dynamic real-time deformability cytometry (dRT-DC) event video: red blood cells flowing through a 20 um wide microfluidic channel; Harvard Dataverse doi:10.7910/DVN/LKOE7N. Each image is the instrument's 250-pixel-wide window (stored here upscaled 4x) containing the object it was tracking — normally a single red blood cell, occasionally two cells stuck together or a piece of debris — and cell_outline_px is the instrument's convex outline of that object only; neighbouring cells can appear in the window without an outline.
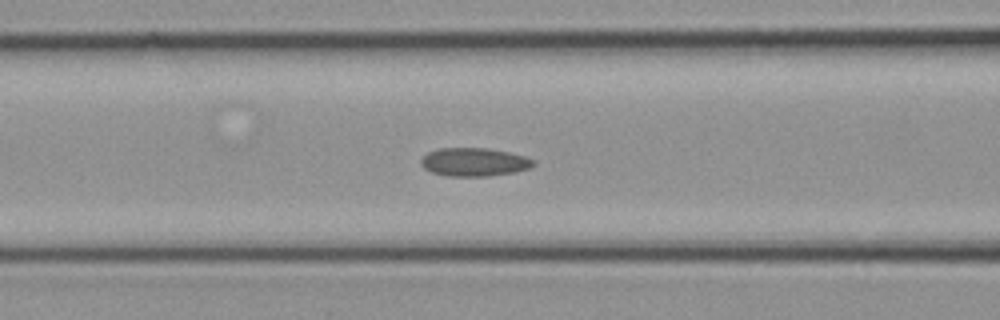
{"species": "common noctule bat (a hibernating species)", "species_latin": "Nyctalus noctula", "temperature_condition": "cold", "stored_images_in_passage": 16, "camera_frame_rate_fps": 3000, "um_per_image_px": 0.085, "animal": {"sex": "female", "body_mass_g": 21.9}, "frame": {"image": 1, "passage_image": 11, "time_ms": 3.333, "image_size_px": [1000, 320], "cell_outline_px": [[536, 164], [528, 168], [516, 172], [488, 176], [448, 176], [432, 172], [424, 168], [420, 164], [420, 160], [428, 152], [440, 148], [488, 148], [508, 152], [524, 156], [536, 160]], "centroid_in_image_um": [40.31, 13.77], "position_along_channel_um": 126.3, "area_um2": 18.61}}
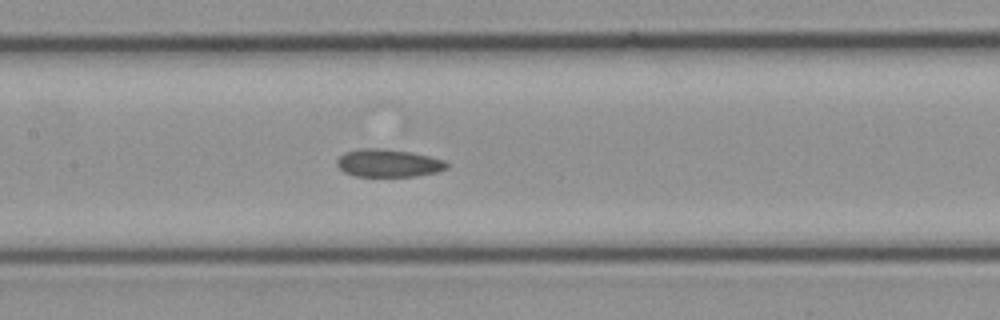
{"frame": {"image": 2, "passage_image": 13, "time_ms": 4.0, "image_size_px": [1000, 320], "cell_outline_px": [[448, 168], [436, 172], [416, 176], [356, 176], [344, 172], [336, 164], [336, 160], [344, 152], [360, 148], [384, 148], [412, 152], [444, 160], [448, 164]], "centroid_in_image_um": [32.99, 13.85], "position_along_channel_um": 174.4, "area_um2": 17.86}}
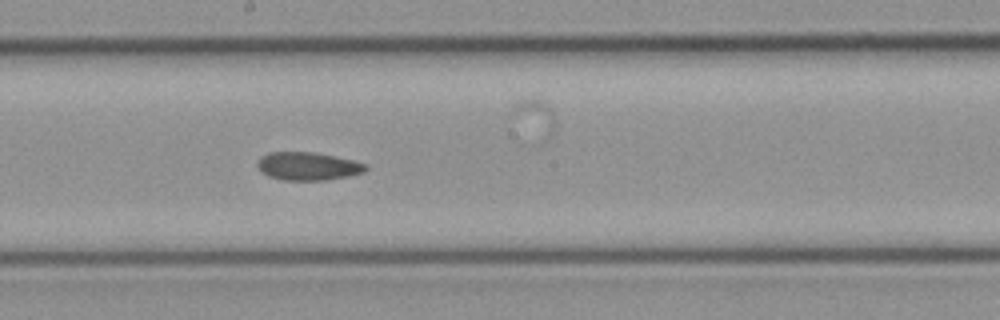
{"frame": {"image": 3, "passage_image": 15, "time_ms": 4.667, "image_size_px": [1000, 320], "cell_outline_px": [[368, 168], [364, 172], [348, 176], [324, 180], [280, 180], [268, 176], [256, 164], [256, 160], [260, 156], [268, 152], [312, 152], [352, 160], [368, 164]], "centroid_in_image_um": [26.15, 14.12], "position_along_channel_um": 222.0, "area_um2": 17.69}}